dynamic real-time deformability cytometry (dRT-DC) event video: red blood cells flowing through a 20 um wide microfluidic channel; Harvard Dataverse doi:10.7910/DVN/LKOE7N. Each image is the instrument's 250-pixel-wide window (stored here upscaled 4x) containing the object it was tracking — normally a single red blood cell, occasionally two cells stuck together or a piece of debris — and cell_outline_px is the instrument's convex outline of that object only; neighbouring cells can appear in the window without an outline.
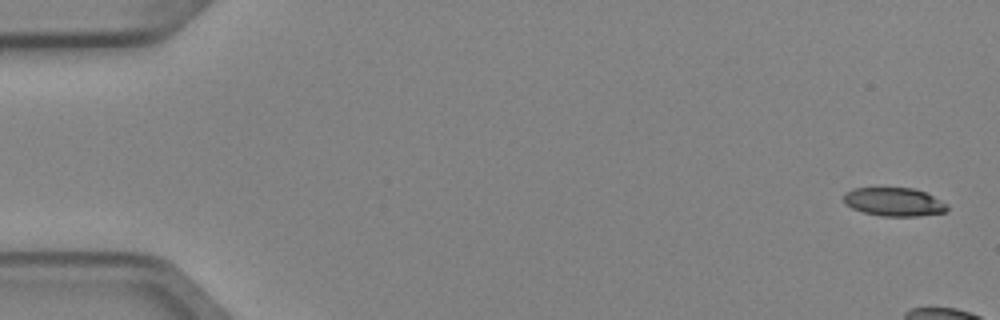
{"species": "Egyptian fruit bat (a non-hibernating species)", "species_latin": "Rousettus aegyptiacus", "temperature_condition": "cold", "stored_images_in_passage": 3, "camera_frame_rate_fps": 3000, "um_per_image_px": 0.085, "animal": {"sex": "female"}, "frame": {"image": 1, "passage_image": 1, "time_ms": 0.0, "image_size_px": [1000, 320], "cell_outline_px": [[948, 208], [944, 212], [920, 216], [880, 216], [864, 212], [852, 208], [844, 204], [844, 192], [852, 188], [912, 188], [924, 192], [948, 204]], "centroid_in_image_um": [75.96, 17.16], "position_along_channel_um": 9.0, "area_um2": 17.17}}